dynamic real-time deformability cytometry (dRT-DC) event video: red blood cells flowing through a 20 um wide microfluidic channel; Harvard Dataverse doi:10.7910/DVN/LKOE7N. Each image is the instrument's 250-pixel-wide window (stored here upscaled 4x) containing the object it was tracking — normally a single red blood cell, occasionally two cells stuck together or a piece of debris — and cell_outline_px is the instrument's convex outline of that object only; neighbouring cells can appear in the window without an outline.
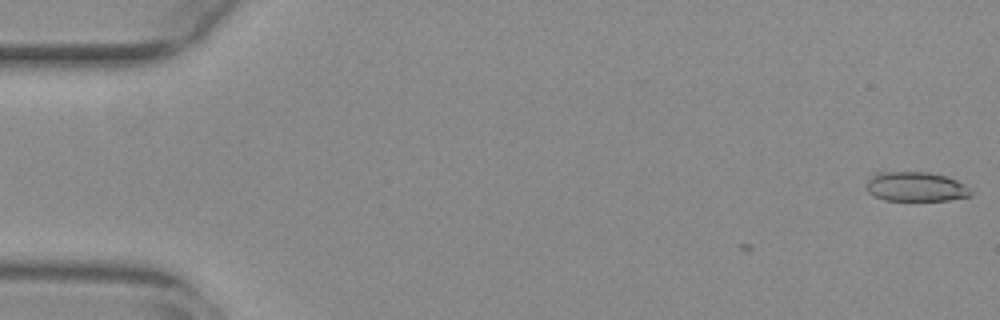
{"species": "common noctule bat (a hibernating species)", "species_latin": "Nyctalus noctula", "temperature_condition": "warm", "stored_images_in_passage": 7, "camera_frame_rate_fps": 3000, "um_per_image_px": 0.085, "animal": {"sex": "female", "body_mass_g": 29.2, "forearm_length_mm": 56.3}, "frame": {"image": 1, "passage_image": 1, "time_ms": 0.0, "image_size_px": [1000, 320], "cell_outline_px": [[972, 196], [948, 200], [884, 200], [872, 196], [864, 188], [864, 184], [868, 176], [872, 172], [880, 168], [928, 172], [948, 176], [964, 184], [972, 192]], "centroid_in_image_um": [77.68, 15.8], "position_along_channel_um": 7.3, "area_um2": 19.25}}